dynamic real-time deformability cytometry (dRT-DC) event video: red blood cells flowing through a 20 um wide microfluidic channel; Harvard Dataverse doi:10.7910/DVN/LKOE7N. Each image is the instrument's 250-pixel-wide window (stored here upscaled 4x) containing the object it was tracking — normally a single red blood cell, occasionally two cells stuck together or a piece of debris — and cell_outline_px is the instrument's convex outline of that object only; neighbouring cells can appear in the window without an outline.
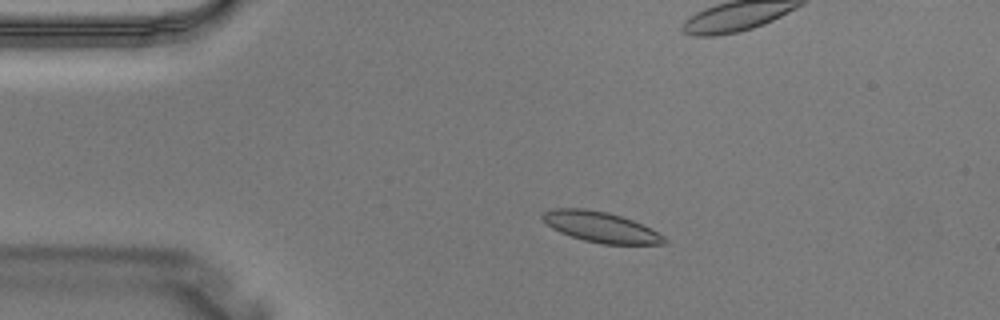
{"species": "Egyptian fruit bat (a non-hibernating species)", "species_latin": "Rousettus aegyptiacus", "temperature_condition": "warm", "stored_images_in_passage": 9, "camera_frame_rate_fps": 3000, "um_per_image_px": 0.085, "animal": {"sex": "male"}, "frame": {"image": 1, "passage_image": 3, "time_ms": 0.667, "image_size_px": [1000, 320], "cell_outline_px": [[668, 244], [604, 244], [584, 240], [560, 232], [552, 228], [540, 216], [544, 212], [556, 208], [584, 208], [608, 212], [632, 220], [664, 236], [668, 240]], "centroid_in_image_um": [51.07, 19.3], "position_along_channel_um": 33.9, "area_um2": 21.33}}